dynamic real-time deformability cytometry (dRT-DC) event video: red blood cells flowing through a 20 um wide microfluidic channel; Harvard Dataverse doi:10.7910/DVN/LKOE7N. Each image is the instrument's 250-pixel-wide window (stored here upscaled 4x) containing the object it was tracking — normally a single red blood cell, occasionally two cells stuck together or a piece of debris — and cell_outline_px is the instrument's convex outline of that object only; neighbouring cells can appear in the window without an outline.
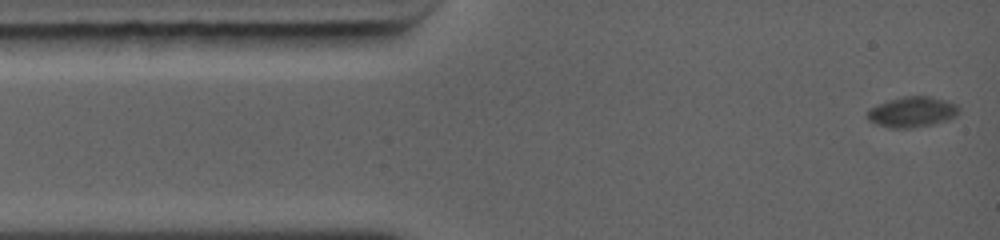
{"species": "common noctule bat (a hibernating species)", "species_latin": "Nyctalus noctula", "temperature_condition": "warm", "stored_images_in_passage": 35, "camera_frame_rate_fps": 5000, "um_per_image_px": 0.085, "animal": {"sex": "female", "body_mass_g": 19.0, "forearm_length_mm": 56.7}, "frame": {"image": 1, "passage_image": 1, "time_ms": 0.0, "image_size_px": [1000, 240], "cell_outline_px": [[960, 112], [956, 116], [948, 120], [932, 124], [908, 128], [892, 128], [876, 124], [868, 120], [868, 108], [888, 100], [904, 96], [932, 96], [956, 104], [960, 108]], "centroid_in_image_um": [77.54, 9.51], "position_along_channel_um": 7.5, "area_um2": 16.3}}
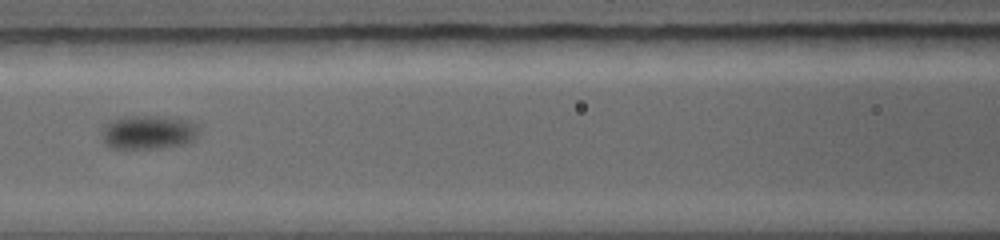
{"frame": {"image": 2, "passage_image": 16, "time_ms": 5.2, "image_size_px": [1000, 240], "cell_outline_px": [[192, 136], [188, 140], [176, 144], [148, 148], [116, 148], [108, 144], [104, 140], [104, 136], [108, 124], [116, 120], [132, 116], [168, 116], [180, 120], [188, 128]], "centroid_in_image_um": [12.42, 11.24], "position_along_channel_um": 154.2, "area_um2": 16.76}}
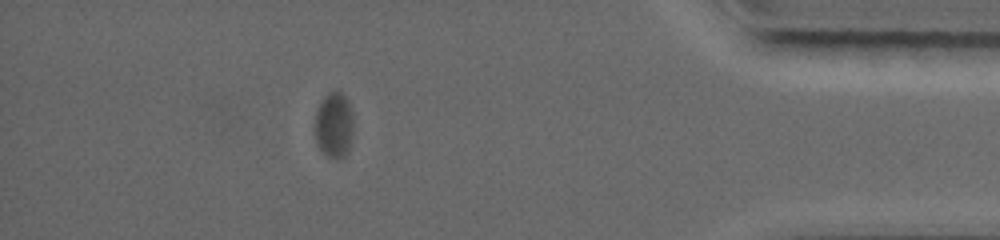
{"frame": {"image": 3, "passage_image": 30, "time_ms": 12.4, "image_size_px": [1000, 240], "cell_outline_px": [[352, 136], [348, 152], [344, 156], [336, 160], [328, 156], [320, 148], [316, 140], [316, 112], [324, 96], [328, 92], [340, 88], [348, 100], [352, 112]], "centroid_in_image_um": [28.42, 10.59], "position_along_channel_um": 406.8, "area_um2": 14.8}, "authors_computed_cell_mechanics": {"area_um2": 15.8372, "velocity_mm_per_s": 4.1763, "shape_relaxation_time_tau1_ms": 6.4277, "shape_relaxation_time_tau2_ms": null, "deformation_change_tau1": 0.2583, "deformation_change_tau2": null}}